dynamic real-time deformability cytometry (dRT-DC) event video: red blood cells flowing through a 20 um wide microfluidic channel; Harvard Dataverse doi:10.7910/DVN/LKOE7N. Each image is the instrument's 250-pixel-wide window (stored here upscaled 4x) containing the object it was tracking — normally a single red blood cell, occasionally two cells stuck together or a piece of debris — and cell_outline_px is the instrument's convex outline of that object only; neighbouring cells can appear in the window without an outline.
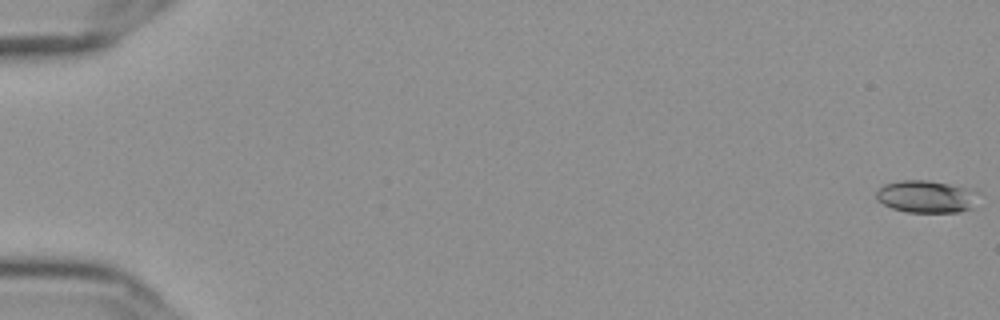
{"species": "Egyptian fruit bat (a non-hibernating species)", "species_latin": "Rousettus aegyptiacus", "temperature_condition": "cold", "stored_images_in_passage": 57, "camera_frame_rate_fps": 3000, "um_per_image_px": 0.085, "frame": {"image": 1, "passage_image": 1, "time_ms": 0.0, "image_size_px": [1000, 320], "cell_outline_px": [[976, 192], [972, 208], [960, 212], [908, 212], [892, 208], [876, 200], [876, 192], [884, 184], [900, 180], [928, 180], [948, 184], [964, 188]], "centroid_in_image_um": [78.66, 16.71], "position_along_channel_um": 6.3, "area_um2": 18.9}}
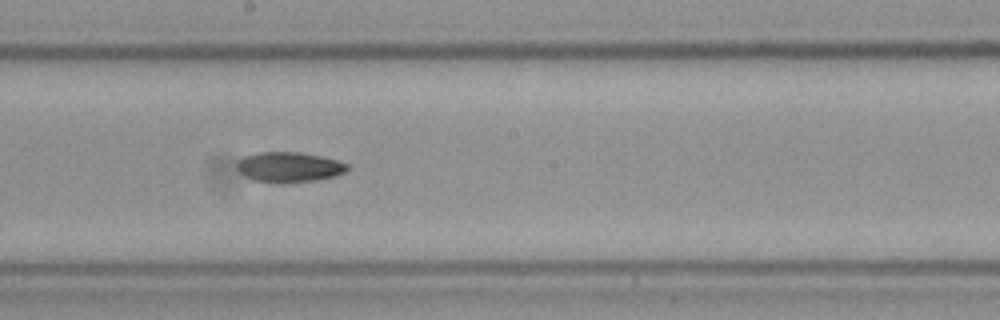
{"frame": {"image": 2, "passage_image": 33, "time_ms": 10.667, "image_size_px": [1000, 320], "cell_outline_px": [[348, 168], [344, 172], [336, 176], [316, 180], [284, 184], [276, 184], [252, 180], [244, 176], [240, 172], [236, 164], [244, 156], [260, 152], [300, 152], [340, 160], [348, 164]], "centroid_in_image_um": [24.58, 14.22], "position_along_channel_um": 223.6, "area_um2": 19.71}}
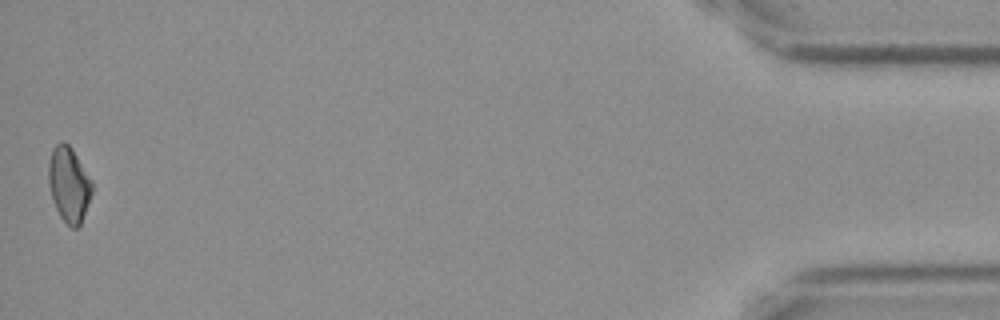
{"frame": {"image": 3, "passage_image": 57, "time_ms": 18.667, "image_size_px": [1000, 320], "cell_outline_px": [[92, 192], [80, 224], [76, 228], [72, 228], [60, 216], [52, 200], [48, 184], [48, 164], [52, 148], [60, 140], [68, 144], [72, 148], [92, 180]], "centroid_in_image_um": [5.83, 15.63], "position_along_channel_um": 429.4, "area_um2": 19.02}}